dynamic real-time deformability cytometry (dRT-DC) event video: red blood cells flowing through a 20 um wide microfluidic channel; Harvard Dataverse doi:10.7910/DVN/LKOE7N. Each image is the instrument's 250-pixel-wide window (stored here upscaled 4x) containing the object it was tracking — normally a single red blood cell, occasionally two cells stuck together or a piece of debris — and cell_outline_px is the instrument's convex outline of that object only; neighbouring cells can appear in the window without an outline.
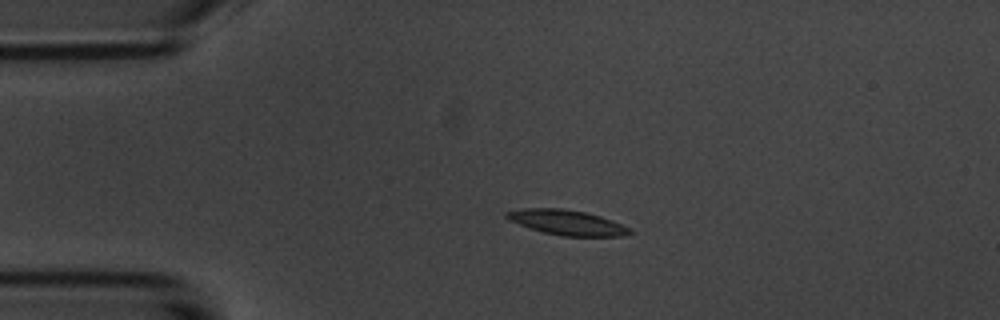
{"species": "common noctule bat (a hibernating species)", "species_latin": "Nyctalus noctula", "temperature_condition": "room temperature", "stored_images_in_passage": 5, "camera_frame_rate_fps": 3000, "um_per_image_px": 0.085, "animal": {"sex": "male", "body_mass_g": 20.1, "forearm_length_mm": 53.5}, "frame": {"image": 1, "passage_image": 4, "time_ms": 3.333, "image_size_px": [1000, 320], "cell_outline_px": [[632, 232], [620, 236], [564, 236], [544, 232], [508, 220], [504, 216], [504, 212], [524, 208], [560, 208], [584, 212], [600, 216], [612, 220], [628, 228]], "centroid_in_image_um": [48.14, 18.9], "position_along_channel_um": 36.9, "area_um2": 17.63}}